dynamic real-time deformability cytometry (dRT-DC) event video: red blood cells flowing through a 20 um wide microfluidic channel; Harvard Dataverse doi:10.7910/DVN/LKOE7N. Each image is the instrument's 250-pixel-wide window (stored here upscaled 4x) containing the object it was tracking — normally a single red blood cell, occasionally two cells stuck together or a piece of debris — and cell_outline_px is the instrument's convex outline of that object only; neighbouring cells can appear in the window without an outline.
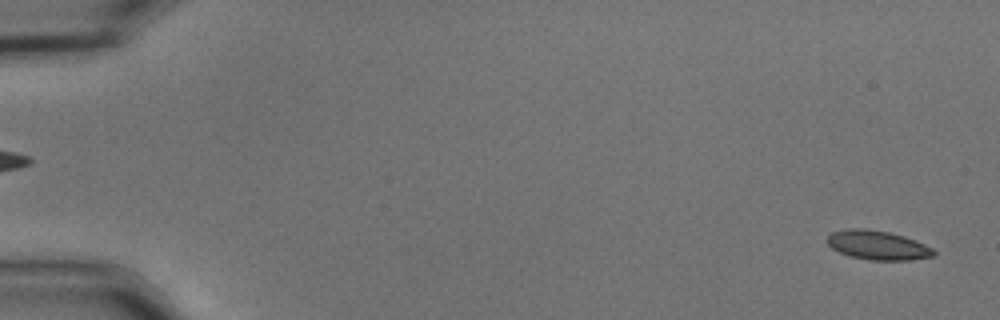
{"species": "common noctule bat (a hibernating species)", "species_latin": "Nyctalus noctula", "temperature_condition": "cold", "stored_images_in_passage": 55, "camera_frame_rate_fps": 3000, "um_per_image_px": 0.085, "animal": {"sex": "male", "body_mass_g": 15.6}, "frame": {"image": 1, "passage_image": 2, "time_ms": 0.333, "image_size_px": [1000, 320], "cell_outline_px": [[936, 256], [908, 260], [868, 260], [848, 256], [832, 248], [828, 244], [828, 236], [832, 232], [848, 228], [868, 228], [888, 232], [904, 236], [924, 244], [932, 248], [936, 252]], "centroid_in_image_um": [74.6, 20.84], "position_along_channel_um": 10.4, "area_um2": 18.15}}
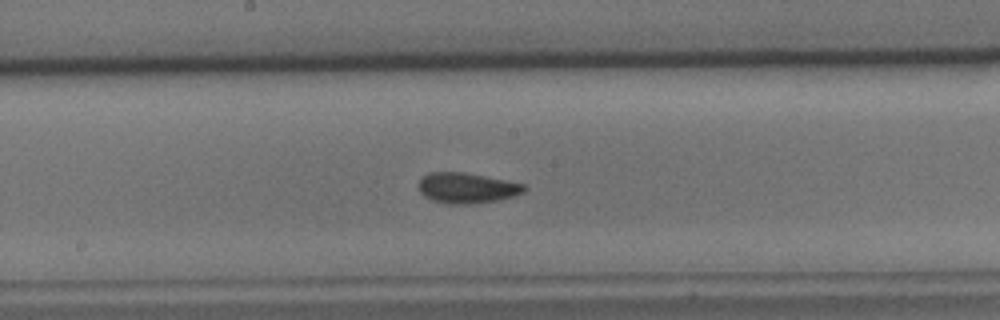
{"frame": {"image": 2, "passage_image": 30, "time_ms": 9.667, "image_size_px": [1000, 320], "cell_outline_px": [[528, 188], [524, 192], [516, 196], [500, 200], [472, 204], [448, 204], [432, 200], [424, 196], [420, 192], [416, 184], [428, 172], [464, 172], [524, 184]], "centroid_in_image_um": [39.68, 15.99], "position_along_channel_um": 208.5, "area_um2": 18.96}}
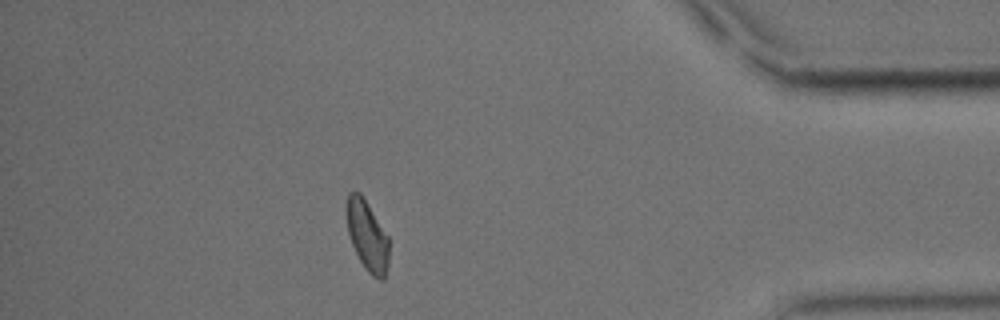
{"frame": {"image": 3, "passage_image": 49, "time_ms": 16.0, "image_size_px": [1000, 320], "cell_outline_px": [[388, 264], [384, 280], [380, 280], [372, 276], [364, 268], [352, 244], [348, 232], [348, 192], [360, 192], [388, 236]], "centroid_in_image_um": [31.24, 20.09], "position_along_channel_um": 404.0, "area_um2": 16.88}, "authors_computed_cell_mechanics": {"area_um2": 18.0336, "velocity_mm_per_s": 3.6675, "shape_relaxation_time_tau1_ms": 4.6872, "shape_relaxation_time_tau2_ms": 2.4648, "deformation_change_tau1": 0.116, "deformation_change_tau2": 0.0749}}